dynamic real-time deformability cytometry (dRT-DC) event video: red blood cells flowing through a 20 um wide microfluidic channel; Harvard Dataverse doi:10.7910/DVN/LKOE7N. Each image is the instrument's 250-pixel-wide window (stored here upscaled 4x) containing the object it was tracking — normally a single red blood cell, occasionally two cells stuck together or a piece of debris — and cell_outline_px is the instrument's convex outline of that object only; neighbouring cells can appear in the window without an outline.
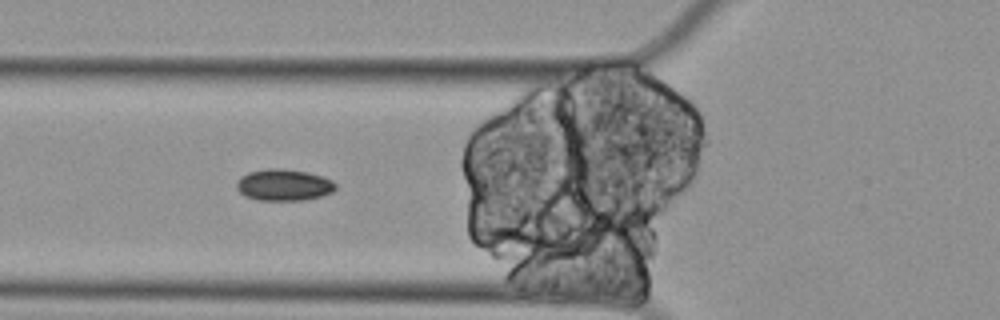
{"species": "Egyptian fruit bat (a non-hibernating species)", "species_latin": "Rousettus aegyptiacus", "temperature_condition": "cold", "stored_images_in_passage": 46, "segment_of_instrument_passage": [2, 2], "camera_frame_rate_fps": 3000, "um_per_image_px": 0.085, "animal": {"sex": "female"}, "frame": {"image": 1, "passage_image": 7, "time_ms": 2.0, "image_size_px": [1000, 320], "cell_outline_px": [[336, 188], [332, 192], [320, 196], [304, 200], [256, 200], [244, 196], [236, 188], [236, 180], [240, 176], [248, 172], [268, 168], [280, 168], [308, 172], [332, 180], [336, 184]], "centroid_in_image_um": [24.08, 15.72], "position_along_channel_um": 101.7, "area_um2": 18.32}}
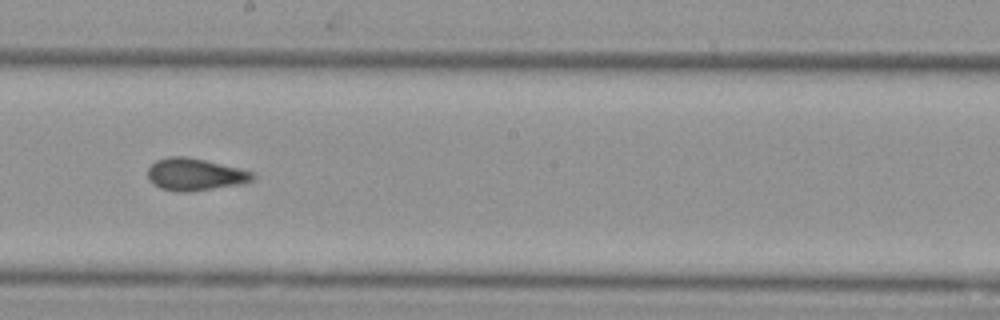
{"frame": {"image": 2, "passage_image": 19, "time_ms": 6.0, "image_size_px": [1000, 320], "cell_outline_px": [[256, 176], [252, 180], [244, 184], [192, 192], [176, 192], [160, 188], [152, 184], [148, 180], [148, 168], [156, 160], [168, 156], [188, 156], [240, 168], [256, 172]], "centroid_in_image_um": [16.6, 14.84], "position_along_channel_um": 231.6, "area_um2": 20.23}}
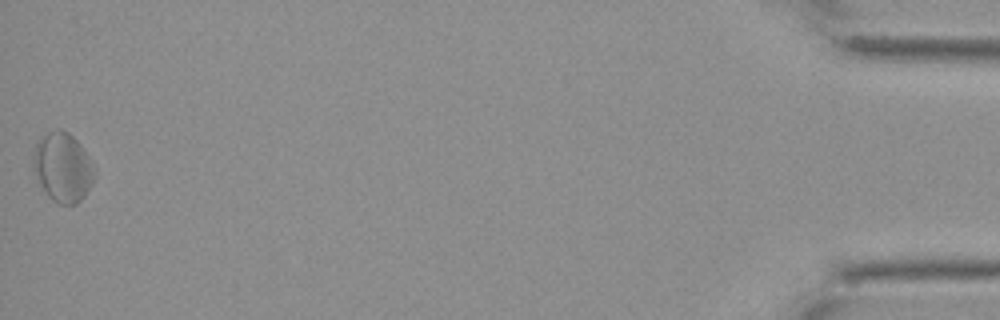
{"frame": {"image": 3, "passage_image": 46, "time_ms": 15.0, "image_size_px": [1000, 320], "cell_outline_px": [[96, 176], [92, 184], [84, 196], [76, 204], [56, 204], [48, 196], [36, 180], [32, 168], [32, 160], [36, 144], [40, 136], [56, 128], [60, 128], [68, 132], [80, 144], [96, 168]], "centroid_in_image_um": [5.32, 14.22], "position_along_channel_um": 429.9, "area_um2": 25.2}}